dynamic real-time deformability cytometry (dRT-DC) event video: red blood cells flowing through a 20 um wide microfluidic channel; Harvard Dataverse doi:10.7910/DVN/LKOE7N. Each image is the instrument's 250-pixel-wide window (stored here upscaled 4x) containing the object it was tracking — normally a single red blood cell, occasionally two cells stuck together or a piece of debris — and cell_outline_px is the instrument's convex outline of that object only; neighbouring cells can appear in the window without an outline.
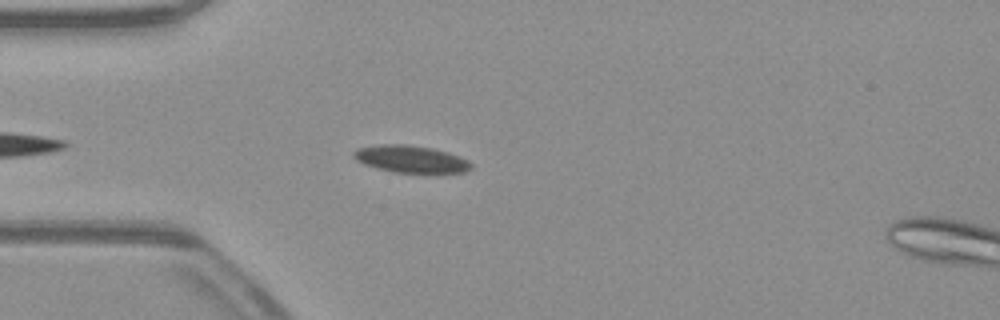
{"species": "common noctule bat (a hibernating species)", "species_latin": "Nyctalus noctula", "temperature_condition": "warm", "stored_images_in_passage": 42, "camera_frame_rate_fps": 3000, "um_per_image_px": 0.085, "animal": {"sex": "male", "body_mass_g": 23.1, "forearm_length_mm": 52.7}, "frame": {"image": 1, "passage_image": 6, "time_ms": 1.667, "image_size_px": [1000, 320], "cell_outline_px": [[472, 168], [464, 172], [396, 172], [364, 164], [356, 160], [352, 156], [352, 152], [356, 148], [380, 144], [408, 144], [432, 148], [448, 152], [460, 156], [468, 160], [472, 164]], "centroid_in_image_um": [34.9, 13.5], "position_along_channel_um": 50.1, "area_um2": 18.5}}
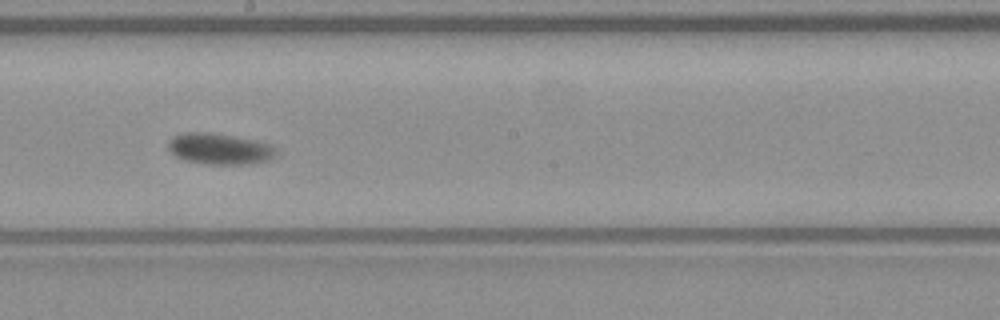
{"frame": {"image": 2, "passage_image": 21, "time_ms": 6.667, "image_size_px": [1000, 320], "cell_outline_px": [[276, 156], [268, 160], [252, 164], [208, 164], [184, 160], [176, 156], [168, 148], [168, 140], [172, 136], [188, 132], [208, 132], [256, 140], [272, 144], [276, 148]], "centroid_in_image_um": [18.69, 12.65], "position_along_channel_um": 229.5, "area_um2": 19.65}}
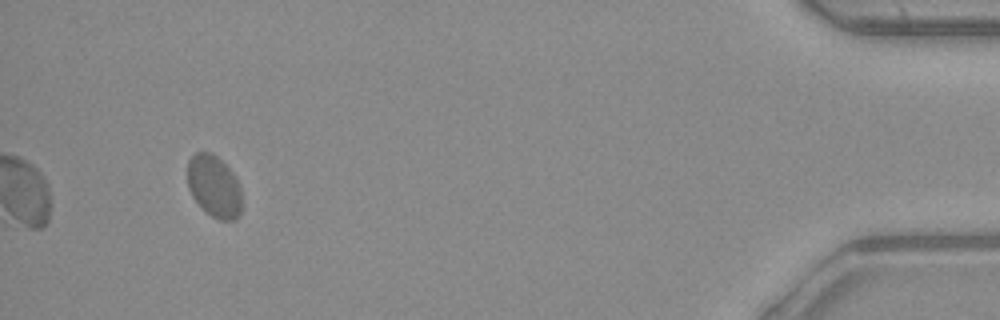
{"frame": {"image": 3, "passage_image": 42, "time_ms": 13.667, "image_size_px": [1000, 320], "cell_outline_px": [[244, 204], [240, 216], [236, 220], [220, 220], [212, 216], [192, 196], [188, 188], [188, 160], [196, 152], [212, 152], [232, 172], [240, 188]], "centroid_in_image_um": [18.24, 15.86], "position_along_channel_um": 417.0, "area_um2": 19.65}, "authors_computed_cell_mechanics": {"area_um2": 19.363, "velocity_mm_per_s": 3.807, "shape_relaxation_time_tau1_ms": 2.2396, "shape_relaxation_time_tau2_ms": 1.9128, "deformation_change_tau1": 0.0766, "deformation_change_tau2": 0.031}}